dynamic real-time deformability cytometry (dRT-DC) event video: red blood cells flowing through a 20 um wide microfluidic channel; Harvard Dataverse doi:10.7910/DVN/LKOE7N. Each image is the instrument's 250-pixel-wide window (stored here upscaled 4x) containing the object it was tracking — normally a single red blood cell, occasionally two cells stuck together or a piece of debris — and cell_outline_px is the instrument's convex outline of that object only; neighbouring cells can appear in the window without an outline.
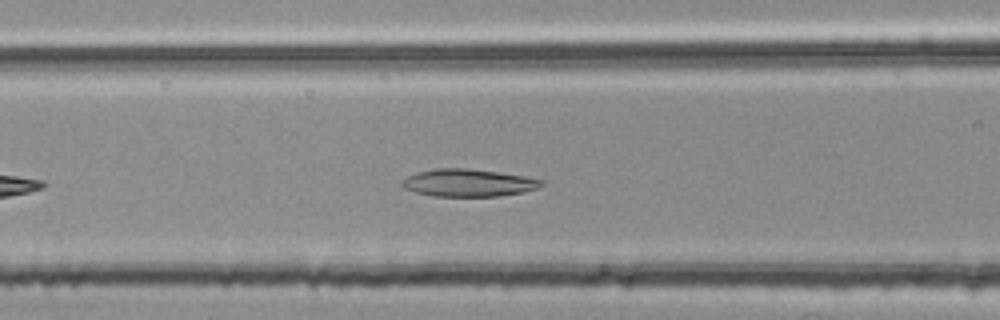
{"species": "common noctule bat (a hibernating species)", "species_latin": "Nyctalus noctula", "temperature_condition": "room temperature", "stored_images_in_passage": 35, "camera_frame_rate_fps": 3000, "um_per_image_px": 0.085, "animal": {"sex": "female", "body_mass_g": 25.1}, "frame": {"image": 1, "passage_image": 9, "time_ms": 2.667, "image_size_px": [1000, 320], "cell_outline_px": [[544, 184], [536, 188], [524, 192], [496, 196], [432, 196], [416, 192], [404, 188], [400, 184], [400, 180], [416, 172], [436, 168], [464, 168], [496, 172], [524, 176], [544, 180]], "centroid_in_image_um": [39.77, 15.54], "position_along_channel_um": 126.8, "area_um2": 22.25}}
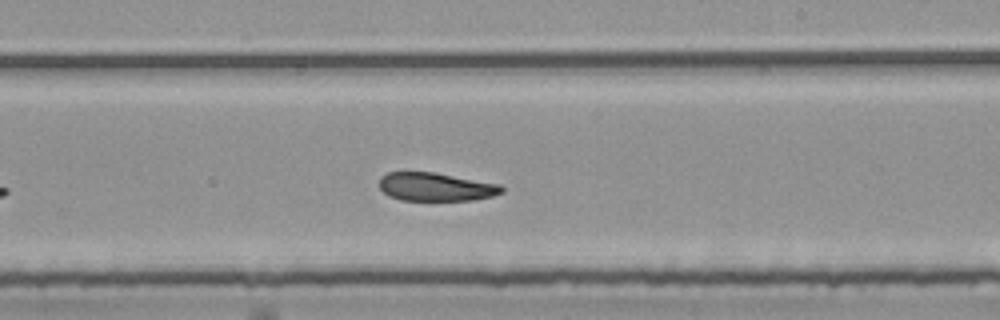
{"frame": {"image": 2, "passage_image": 19, "time_ms": 6.0, "image_size_px": [1000, 320], "cell_outline_px": [[504, 192], [492, 196], [472, 200], [400, 200], [388, 196], [380, 188], [380, 176], [388, 172], [432, 172], [500, 184], [504, 188]], "centroid_in_image_um": [37.03, 15.88], "position_along_channel_um": 252.0, "area_um2": 20.17}}
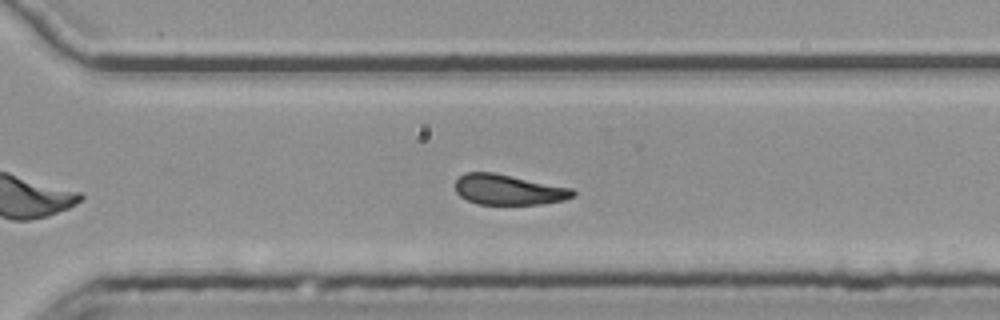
{"frame": {"image": 3, "passage_image": 25, "time_ms": 8.0, "image_size_px": [1000, 320], "cell_outline_px": [[576, 196], [564, 200], [540, 204], [476, 204], [460, 196], [456, 192], [456, 180], [464, 172], [492, 172], [572, 188], [576, 192]], "centroid_in_image_um": [43.23, 16.12], "position_along_channel_um": 327.4, "area_um2": 20.75}, "authors_computed_cell_mechanics": {"area_um2": 21.5016, "velocity_mm_per_s": 3.7747, "shape_relaxation_time_tau1_ms": null, "shape_relaxation_time_tau2_ms": 8.5163, "deformation_change_tau1": null, "deformation_change_tau2": 0.1599}}